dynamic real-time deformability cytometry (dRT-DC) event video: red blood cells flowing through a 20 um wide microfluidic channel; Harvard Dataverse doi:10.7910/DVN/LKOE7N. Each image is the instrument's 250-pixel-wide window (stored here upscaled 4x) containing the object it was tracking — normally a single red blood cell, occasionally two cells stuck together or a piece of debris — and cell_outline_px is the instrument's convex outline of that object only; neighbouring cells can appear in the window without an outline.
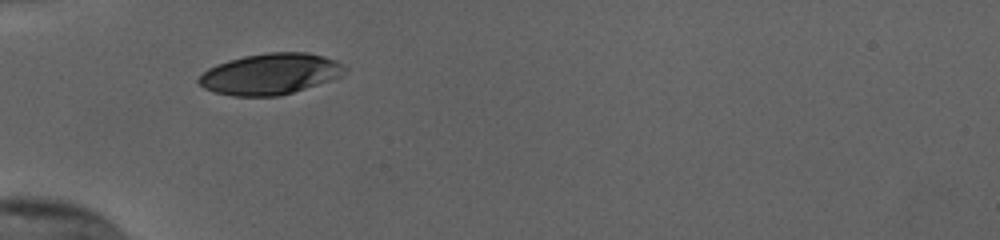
{"species": "human", "species_latin": "Homo sapiens", "temperature_condition": "cold", "stored_images_in_passage": 28, "camera_frame_rate_fps": 3000, "um_per_image_px": 0.085, "donor": {"sex": "female"}, "frame": {"image": 1, "passage_image": 1, "time_ms": 0.0, "image_size_px": [1000, 240], "cell_outline_px": [[344, 72], [340, 76], [280, 96], [232, 96], [216, 92], [204, 88], [196, 80], [208, 68], [216, 64], [228, 60], [244, 56], [268, 52], [308, 52], [324, 56], [336, 60], [344, 68]], "centroid_in_image_um": [22.92, 6.28], "position_along_channel_um": 62.1, "area_um2": 34.56}}
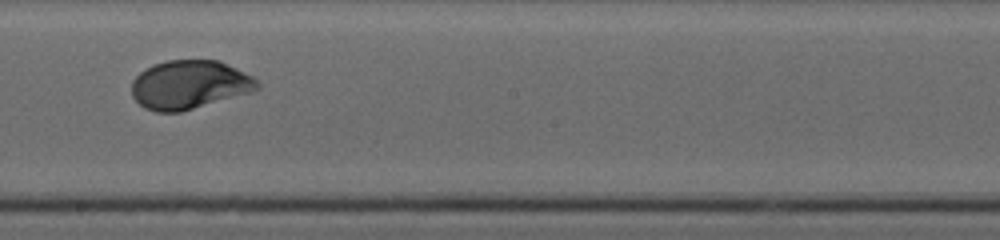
{"frame": {"image": 2, "passage_image": 15, "time_ms": 4.667, "image_size_px": [1000, 240], "cell_outline_px": [[260, 88], [252, 92], [180, 112], [156, 112], [144, 108], [132, 96], [132, 80], [140, 72], [156, 64], [168, 60], [220, 60], [252, 76], [260, 84]], "centroid_in_image_um": [16.11, 7.2], "position_along_channel_um": 232.1, "area_um2": 35.55}}
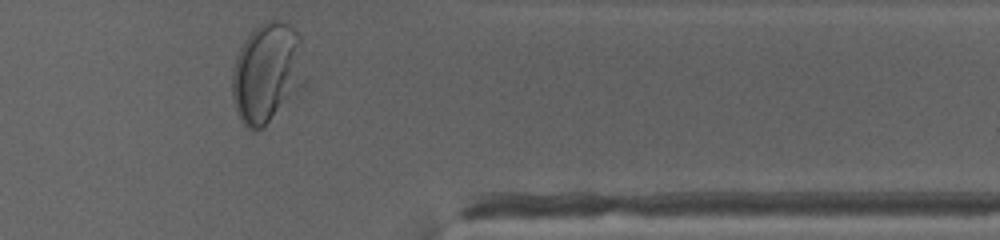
{"frame": {"image": 3, "passage_image": 28, "time_ms": 9.0, "image_size_px": [1000, 240], "cell_outline_px": [[308, 76], [304, 88], [264, 128], [256, 132], [248, 128], [244, 124], [236, 112], [232, 96], [232, 76], [236, 56], [244, 40], [264, 20], [280, 20], [288, 24], [300, 36]], "centroid_in_image_um": [22.76, 6.23], "position_along_channel_um": 388.6, "area_um2": 43.64}, "authors_computed_cell_mechanics": {"area_um2": 35.547, "velocity_mm_per_s": 3.7915, "shape_relaxation_time_tau1_ms": 3.4692, "shape_relaxation_time_tau2_ms": null, "deformation_change_tau1": 0.183, "deformation_change_tau2": null}}